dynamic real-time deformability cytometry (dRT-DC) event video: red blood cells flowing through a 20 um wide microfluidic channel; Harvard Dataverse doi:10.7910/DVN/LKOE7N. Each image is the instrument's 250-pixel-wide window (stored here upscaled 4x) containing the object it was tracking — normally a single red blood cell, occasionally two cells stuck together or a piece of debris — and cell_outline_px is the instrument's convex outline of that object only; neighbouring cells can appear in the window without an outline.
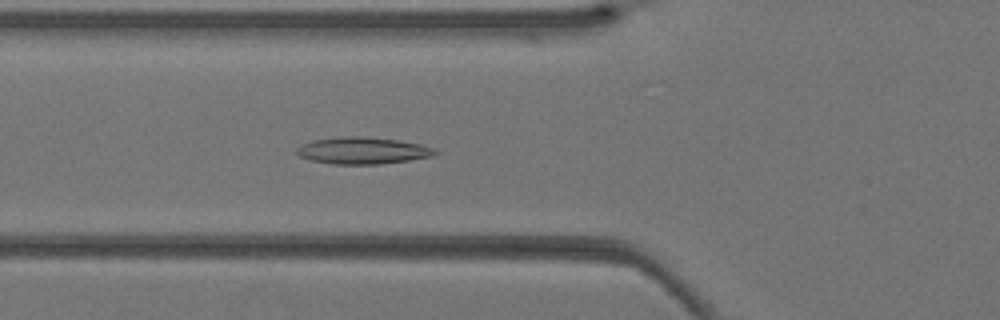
{"species": "Egyptian fruit bat (a non-hibernating species)", "species_latin": "Rousettus aegyptiacus", "temperature_condition": "warm", "stored_images_in_passage": 33, "segment_of_instrument_passage": [1, 2], "camera_frame_rate_fps": 3000, "um_per_image_px": 0.085, "animal": {"sex": "female"}, "frame": {"image": 1, "passage_image": 6, "time_ms": 1.667, "image_size_px": [1000, 320], "cell_outline_px": [[440, 152], [432, 156], [408, 160], [380, 164], [332, 164], [312, 160], [300, 156], [296, 152], [296, 148], [312, 140], [340, 136], [360, 136], [396, 140], [420, 144], [432, 148]], "centroid_in_image_um": [30.81, 12.8], "position_along_channel_um": 95.0, "area_um2": 21.44}}
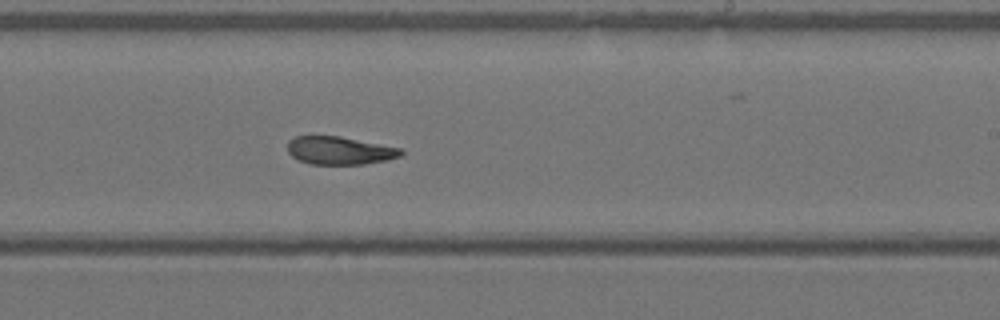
{"frame": {"image": 2, "passage_image": 16, "time_ms": 5.0, "image_size_px": [1000, 320], "cell_outline_px": [[404, 152], [400, 156], [388, 160], [364, 164], [312, 164], [300, 160], [292, 156], [288, 152], [288, 140], [296, 136], [340, 136], [404, 148]], "centroid_in_image_um": [28.92, 12.79], "position_along_channel_um": 260.1, "area_um2": 18.61}}
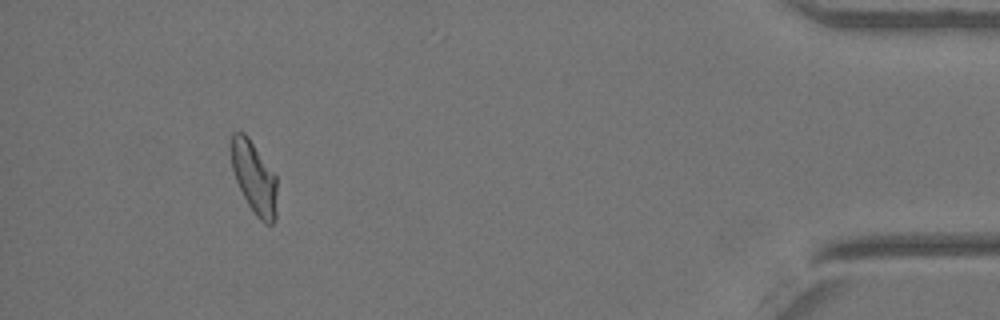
{"frame": {"image": 3, "passage_image": 29, "time_ms": 9.333, "image_size_px": [1000, 320], "cell_outline_px": [[276, 220], [272, 224], [264, 224], [256, 216], [248, 204], [236, 180], [232, 168], [232, 132], [244, 132], [248, 136], [276, 176]], "centroid_in_image_um": [21.62, 15.13], "position_along_channel_um": 413.6, "area_um2": 19.02}}